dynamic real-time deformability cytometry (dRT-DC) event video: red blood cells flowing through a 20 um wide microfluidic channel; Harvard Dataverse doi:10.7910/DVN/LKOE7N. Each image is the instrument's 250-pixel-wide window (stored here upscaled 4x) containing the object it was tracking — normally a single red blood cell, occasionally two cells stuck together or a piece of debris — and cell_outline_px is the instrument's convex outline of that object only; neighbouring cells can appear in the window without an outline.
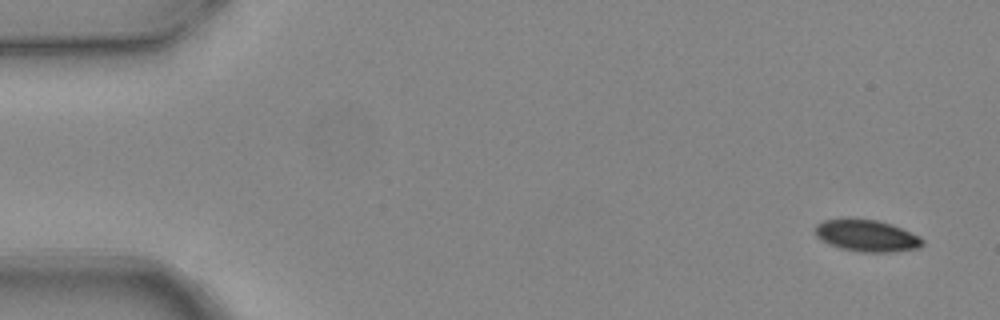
{"species": "common noctule bat (a hibernating species)", "species_latin": "Nyctalus noctula", "temperature_condition": "warm", "stored_images_in_passage": 7, "camera_frame_rate_fps": 3000, "um_per_image_px": 0.085, "animal": {"sex": "female", "body_mass_g": 24.6, "forearm_length_mm": 56.2}, "frame": {"image": 1, "passage_image": 1, "time_ms": 0.0, "image_size_px": [1000, 320], "cell_outline_px": [[924, 244], [920, 248], [892, 252], [860, 252], [840, 248], [828, 244], [820, 240], [816, 236], [816, 224], [824, 220], [848, 216], [876, 220], [892, 224], [920, 236], [924, 240]], "centroid_in_image_um": [73.66, 20.01], "position_along_channel_um": 11.3, "area_um2": 20.46}}
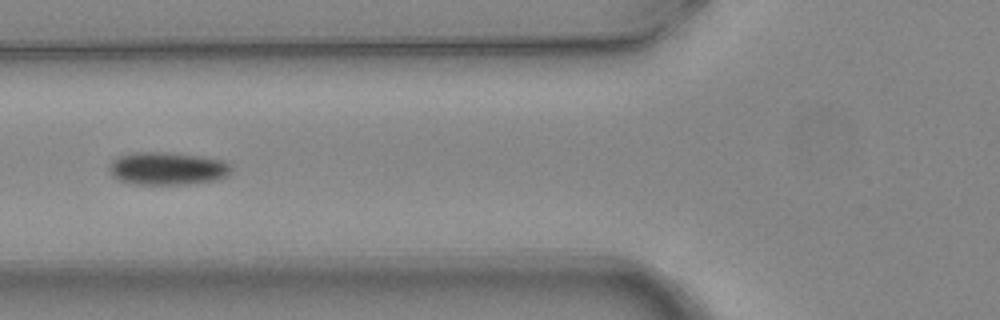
{"frame": {"image": 2, "passage_image": 6, "time_ms": 1.667, "image_size_px": [1000, 320], "cell_outline_px": [[232, 172], [228, 176], [220, 180], [188, 184], [132, 184], [120, 180], [112, 176], [108, 172], [108, 164], [112, 160], [120, 156], [136, 152], [168, 152], [204, 156], [224, 160], [232, 164]], "centroid_in_image_um": [14.28, 14.32], "position_along_channel_um": 111.5, "area_um2": 23.93}}
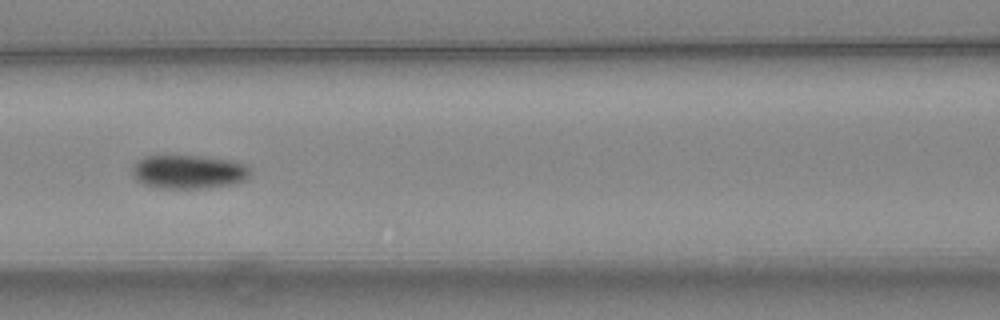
{"frame": {"image": 3, "passage_image": 7, "time_ms": 2.0, "image_size_px": [1000, 320], "cell_outline_px": [[252, 176], [244, 180], [232, 184], [208, 188], [164, 188], [140, 184], [132, 176], [132, 168], [136, 160], [144, 156], [196, 156], [228, 160], [248, 164], [252, 172]], "centroid_in_image_um": [16.03, 14.61], "position_along_channel_um": 150.6, "area_um2": 23.47}}